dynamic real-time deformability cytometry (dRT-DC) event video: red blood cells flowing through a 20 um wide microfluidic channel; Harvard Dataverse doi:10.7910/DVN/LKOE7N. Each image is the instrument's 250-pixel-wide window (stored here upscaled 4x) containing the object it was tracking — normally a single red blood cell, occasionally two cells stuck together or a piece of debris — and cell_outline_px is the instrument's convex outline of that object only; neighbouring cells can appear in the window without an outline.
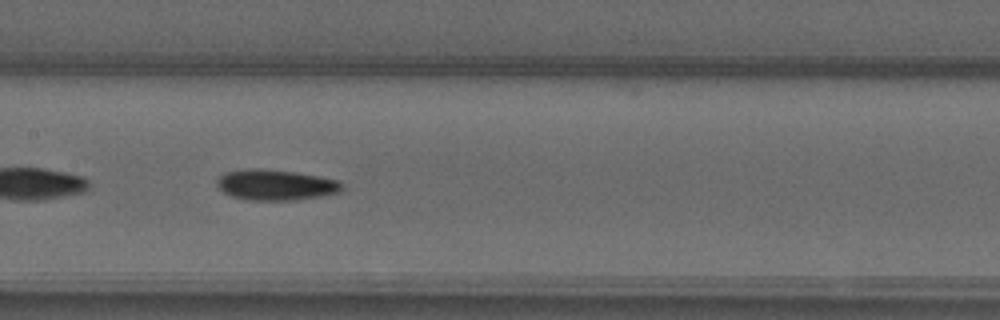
{"species": "common noctule bat (a hibernating species)", "species_latin": "Nyctalus noctula", "temperature_condition": "warm", "stored_images_in_passage": 44, "segment_of_instrument_passage": [2, 2], "camera_frame_rate_fps": 3000, "um_per_image_px": 0.085, "animal": {"sex": "male", "forearm_length_mm": 52.5}, "frame": {"image": 1, "passage_image": 16, "time_ms": 5.0, "image_size_px": [1000, 320], "cell_outline_px": [[336, 184], [332, 188], [316, 192], [284, 196], [256, 196], [236, 192], [228, 188], [224, 184], [224, 180], [228, 176], [256, 172], [264, 172], [300, 176], [324, 180]], "centroid_in_image_um": [23.37, 15.67], "position_along_channel_um": 184.0, "area_um2": 14.05}}
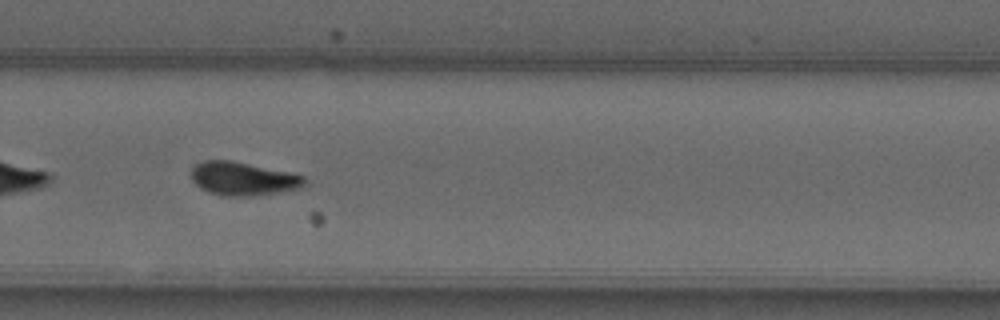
{"frame": {"image": 2, "passage_image": 26, "time_ms": 8.333, "image_size_px": [1000, 320], "cell_outline_px": [[296, 180], [288, 184], [268, 188], [212, 188], [204, 184], [196, 176], [196, 172], [200, 168], [208, 164], [232, 164], [296, 176]], "centroid_in_image_um": [20.48, 15.05], "position_along_channel_um": 309.3, "area_um2": 13.06}}
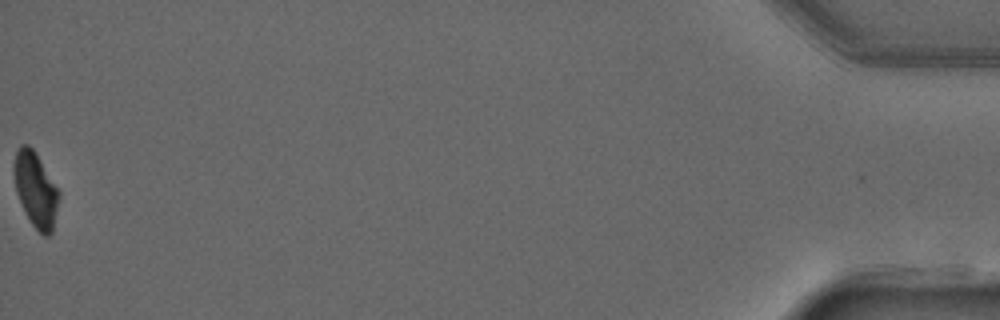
{"frame": {"image": 3, "passage_image": 44, "time_ms": 14.333, "image_size_px": [1000, 320], "cell_outline_px": [[56, 192], [48, 232], [44, 232], [32, 220], [24, 204], [16, 180], [16, 160], [20, 148], [28, 148], [32, 152]], "centroid_in_image_um": [2.97, 16.05], "position_along_channel_um": 432.2, "area_um2": 14.74}}